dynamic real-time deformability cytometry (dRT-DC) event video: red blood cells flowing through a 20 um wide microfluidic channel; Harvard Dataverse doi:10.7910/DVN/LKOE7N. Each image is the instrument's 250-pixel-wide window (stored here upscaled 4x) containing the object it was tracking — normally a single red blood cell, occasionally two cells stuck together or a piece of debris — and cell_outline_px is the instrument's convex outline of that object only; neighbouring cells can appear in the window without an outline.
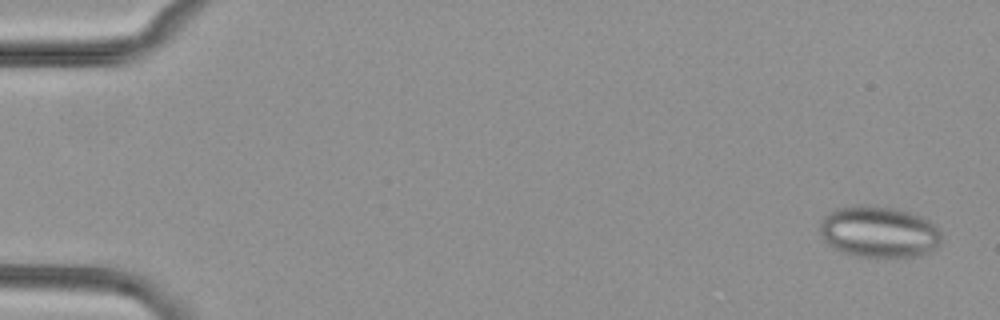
{"species": "common noctule bat (a hibernating species)", "species_latin": "Nyctalus noctula", "temperature_condition": "cold", "stored_images_in_passage": 7, "camera_frame_rate_fps": 3000, "um_per_image_px": 0.085, "animal": {"sex": "female", "body_mass_g": 29.2, "forearm_length_mm": 56.3}, "frame": {"image": 1, "passage_image": 1, "time_ms": 0.0, "image_size_px": [1000, 320], "cell_outline_px": [[940, 244], [932, 252], [920, 256], [856, 256], [844, 252], [828, 244], [824, 240], [820, 232], [820, 220], [828, 212], [836, 208], [860, 204], [892, 208], [908, 212], [920, 216], [936, 224], [940, 232]], "centroid_in_image_um": [74.71, 19.7], "position_along_channel_um": 10.3, "area_um2": 36.41}}